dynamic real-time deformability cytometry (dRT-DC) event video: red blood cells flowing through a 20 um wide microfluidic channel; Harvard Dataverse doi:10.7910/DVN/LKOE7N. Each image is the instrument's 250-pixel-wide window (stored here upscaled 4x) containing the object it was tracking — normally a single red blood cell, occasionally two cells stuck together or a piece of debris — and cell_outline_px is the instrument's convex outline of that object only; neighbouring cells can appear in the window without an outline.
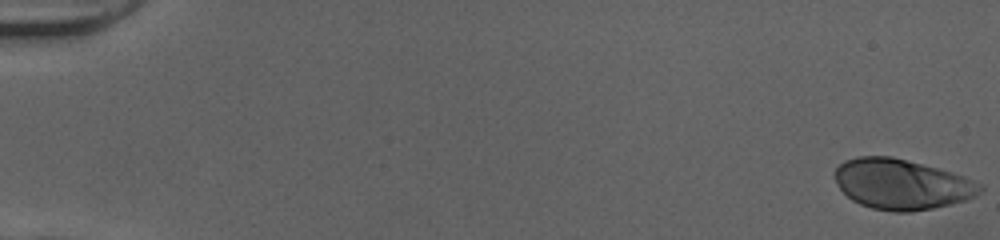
{"species": "human", "species_latin": "Homo sapiens", "temperature_condition": "cold", "stored_images_in_passage": 51, "camera_frame_rate_fps": 3000, "um_per_image_px": 0.085, "donor": {"sex": "female"}, "frame": {"image": 1, "passage_image": 1, "time_ms": 0.0, "image_size_px": [1000, 240], "cell_outline_px": [[984, 188], [976, 196], [952, 204], [912, 212], [896, 212], [872, 208], [860, 204], [852, 200], [840, 188], [836, 180], [836, 168], [844, 160], [856, 156], [892, 156], [952, 172], [964, 176], [984, 184]], "centroid_in_image_um": [76.68, 15.66], "position_along_channel_um": 8.3, "area_um2": 42.54}}
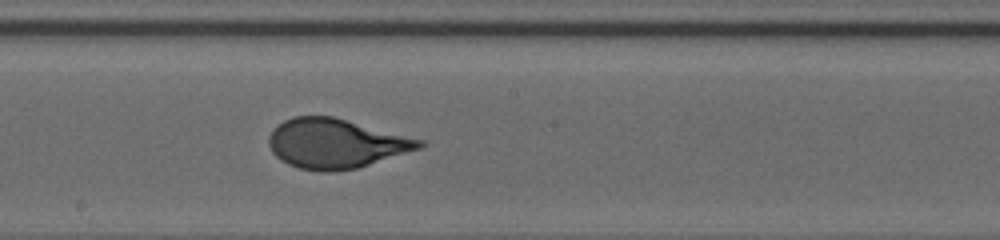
{"frame": {"image": 2, "passage_image": 30, "time_ms": 9.667, "image_size_px": [1000, 240], "cell_outline_px": [[424, 144], [420, 148], [356, 168], [332, 172], [320, 172], [300, 168], [288, 164], [280, 160], [272, 152], [268, 144], [268, 136], [272, 128], [284, 120], [296, 116], [332, 116], [424, 140]], "centroid_in_image_um": [28.48, 12.2], "position_along_channel_um": 219.7, "area_um2": 43.23}}
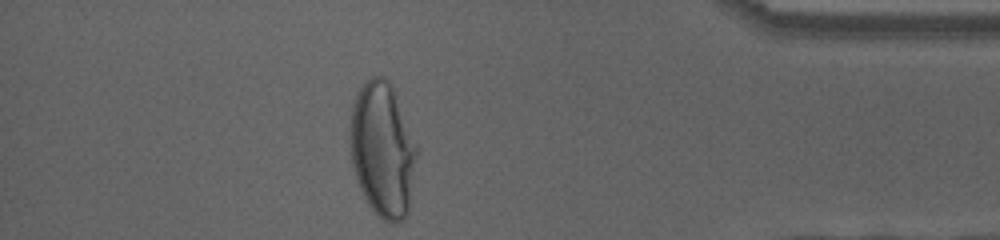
{"frame": {"image": 3, "passage_image": 46, "time_ms": 15.0, "image_size_px": [1000, 240], "cell_outline_px": [[420, 152], [408, 212], [404, 220], [396, 224], [388, 224], [368, 204], [360, 188], [356, 176], [352, 160], [352, 108], [356, 96], [360, 88], [372, 76], [380, 76], [388, 80], [392, 88], [420, 148]], "centroid_in_image_um": [32.61, 12.78], "position_along_channel_um": 402.6, "area_um2": 52.25}}